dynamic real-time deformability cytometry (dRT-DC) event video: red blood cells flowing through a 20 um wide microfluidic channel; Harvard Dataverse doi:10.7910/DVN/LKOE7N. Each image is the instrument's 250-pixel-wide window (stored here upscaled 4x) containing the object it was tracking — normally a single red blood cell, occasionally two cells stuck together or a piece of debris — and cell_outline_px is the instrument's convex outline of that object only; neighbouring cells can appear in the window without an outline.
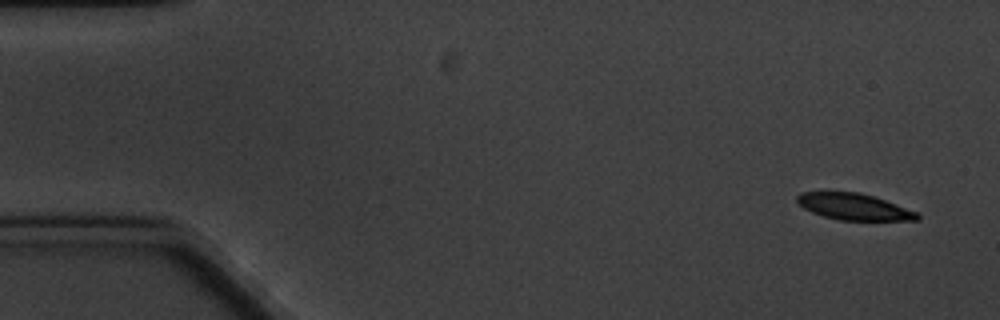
{"species": "common noctule bat (a hibernating species)", "species_latin": "Nyctalus noctula", "temperature_condition": "cold", "stored_images_in_passage": 5, "camera_frame_rate_fps": 3000, "um_per_image_px": 0.085, "animal": {"sex": "male", "body_mass_g": 20.1, "forearm_length_mm": 53.5}, "frame": {"image": 1, "passage_image": 1, "time_ms": 0.0, "image_size_px": [1000, 320], "cell_outline_px": [[920, 220], [840, 220], [824, 216], [812, 212], [804, 208], [796, 200], [796, 196], [800, 192], [828, 188], [860, 192], [920, 212]], "centroid_in_image_um": [72.52, 17.51], "position_along_channel_um": 12.5, "area_um2": 19.31}}
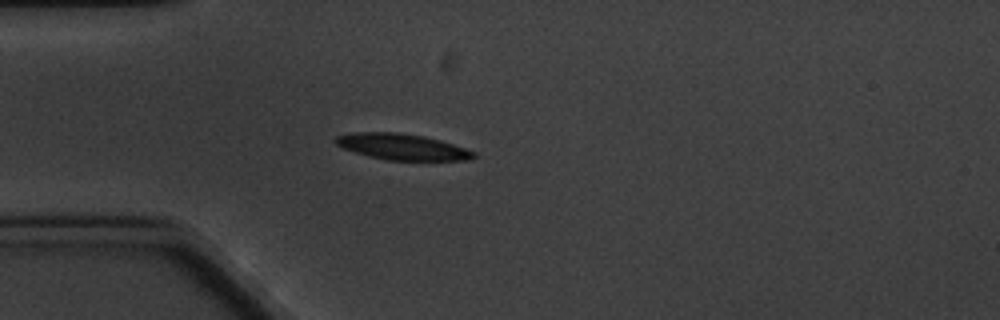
{"frame": {"image": 2, "passage_image": 5, "time_ms": 4.333, "image_size_px": [1000, 320], "cell_outline_px": [[476, 156], [472, 160], [388, 160], [368, 156], [344, 148], [336, 144], [332, 140], [336, 136], [352, 132], [396, 132], [424, 136], [440, 140], [476, 152]], "centroid_in_image_um": [34.17, 12.47], "position_along_channel_um": 50.8, "area_um2": 20.92}}